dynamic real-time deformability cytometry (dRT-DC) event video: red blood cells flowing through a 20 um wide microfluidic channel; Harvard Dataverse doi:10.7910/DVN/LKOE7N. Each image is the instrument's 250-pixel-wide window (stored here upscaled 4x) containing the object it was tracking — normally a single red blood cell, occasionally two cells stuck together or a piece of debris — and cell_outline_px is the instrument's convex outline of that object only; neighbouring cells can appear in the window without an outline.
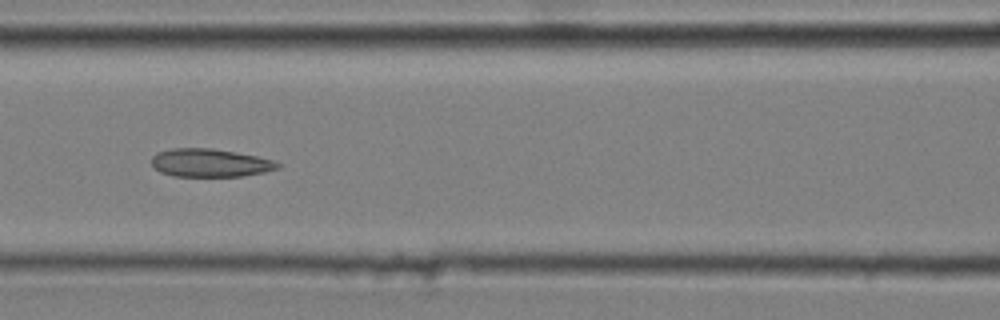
{"species": "common noctule bat (a hibernating species)", "species_latin": "Nyctalus noctula", "temperature_condition": "cold", "stored_images_in_passage": 7, "camera_frame_rate_fps": 3000, "um_per_image_px": 0.085, "animal": {"sex": "male", "body_mass_g": 20.4}, "frame": {"image": 1, "passage_image": 6, "time_ms": 1.667, "image_size_px": [1000, 320], "cell_outline_px": [[280, 168], [264, 172], [244, 176], [172, 176], [160, 172], [152, 164], [152, 156], [156, 152], [172, 148], [212, 148], [236, 152], [256, 156], [272, 160], [280, 164]], "centroid_in_image_um": [17.84, 13.84], "position_along_channel_um": 148.8, "area_um2": 20.69}}
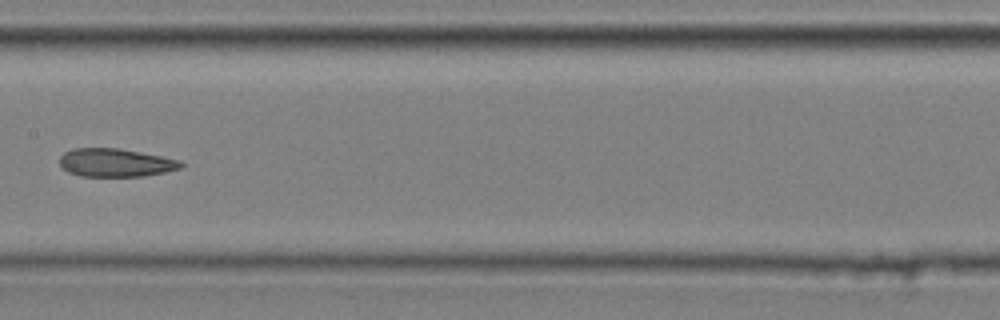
{"frame": {"image": 2, "passage_image": 7, "time_ms": 2.0, "image_size_px": [1000, 320], "cell_outline_px": [[184, 164], [180, 168], [164, 172], [144, 176], [80, 176], [68, 172], [60, 164], [60, 156], [64, 152], [72, 148], [120, 148], [180, 160]], "centroid_in_image_um": [9.8, 13.82], "position_along_channel_um": 197.6, "area_um2": 19.88}}